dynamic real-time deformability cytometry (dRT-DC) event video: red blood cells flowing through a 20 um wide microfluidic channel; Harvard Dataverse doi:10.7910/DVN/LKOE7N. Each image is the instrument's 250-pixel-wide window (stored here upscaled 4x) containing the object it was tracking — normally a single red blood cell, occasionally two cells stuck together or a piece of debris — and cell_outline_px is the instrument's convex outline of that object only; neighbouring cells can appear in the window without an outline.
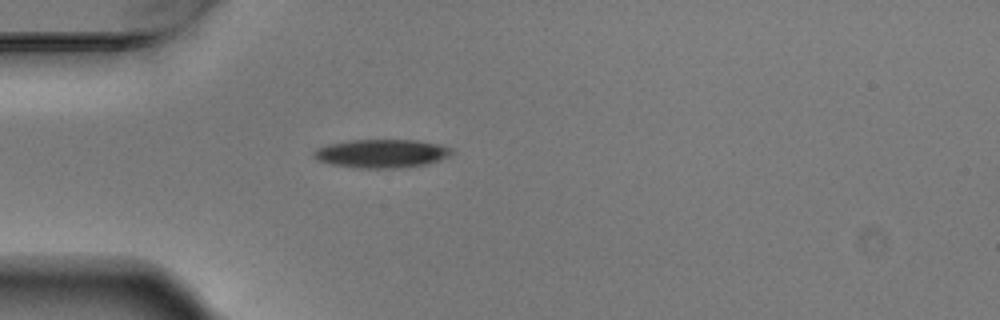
{"species": "Egyptian fruit bat (a non-hibernating species)", "species_latin": "Rousettus aegyptiacus", "temperature_condition": "warm", "stored_images_in_passage": 2, "camera_frame_rate_fps": 3000, "um_per_image_px": 0.085, "animal": {"sex": "male"}, "frame": {"image": 1, "passage_image": 2, "time_ms": 0.333, "image_size_px": [1000, 320], "cell_outline_px": [[456, 152], [452, 156], [428, 164], [400, 168], [360, 168], [332, 164], [316, 160], [312, 156], [312, 152], [316, 148], [328, 144], [352, 140], [416, 140], [440, 144], [452, 148]], "centroid_in_image_um": [32.48, 13.05], "position_along_channel_um": 52.5, "area_um2": 23.24}}